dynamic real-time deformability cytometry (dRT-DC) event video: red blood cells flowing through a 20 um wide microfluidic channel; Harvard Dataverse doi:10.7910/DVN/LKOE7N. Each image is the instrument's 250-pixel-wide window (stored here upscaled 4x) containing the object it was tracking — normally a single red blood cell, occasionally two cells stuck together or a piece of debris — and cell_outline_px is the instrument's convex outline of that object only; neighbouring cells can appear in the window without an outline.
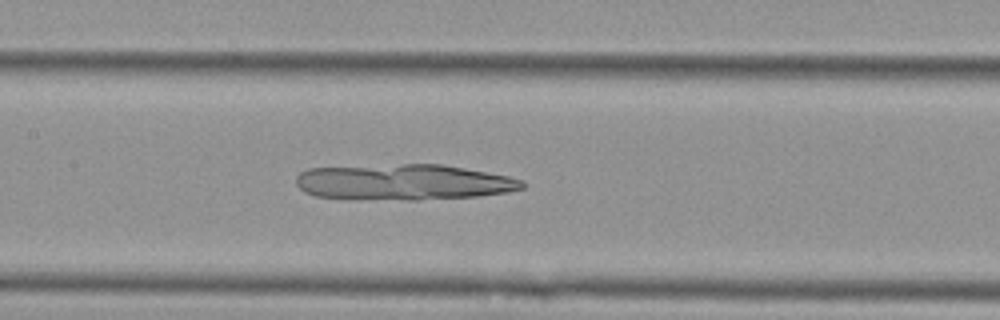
{"species": "Egyptian fruit bat (a non-hibernating species)", "species_latin": "Rousettus aegyptiacus", "temperature_condition": "cold", "stored_images_in_passage": 54, "camera_frame_rate_fps": 3000, "um_per_image_px": 0.085, "animal": {"sex": "female"}, "frame": {"image": 1, "passage_image": 25, "time_ms": 8.0, "image_size_px": [1000, 320], "cell_outline_px": [[524, 188], [508, 192], [480, 196], [420, 200], [348, 200], [316, 196], [304, 192], [296, 184], [296, 176], [300, 172], [308, 168], [404, 164], [440, 164], [464, 168], [508, 176], [524, 180]], "centroid_in_image_um": [34.27, 15.5], "position_along_channel_um": 173.1, "area_um2": 47.86}}
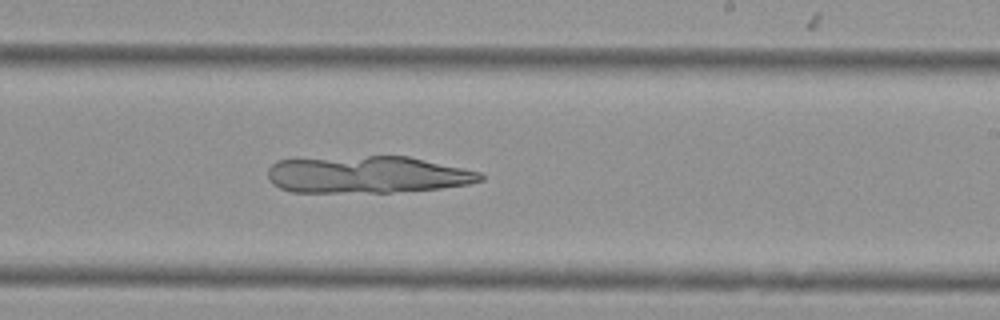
{"frame": {"image": 2, "passage_image": 32, "time_ms": 10.333, "image_size_px": [1000, 320], "cell_outline_px": [[484, 180], [468, 184], [440, 188], [392, 192], [292, 192], [280, 188], [272, 184], [268, 176], [268, 168], [276, 160], [368, 156], [408, 156], [480, 172], [484, 176]], "centroid_in_image_um": [31.21, 14.84], "position_along_channel_um": 257.8, "area_um2": 45.78}}
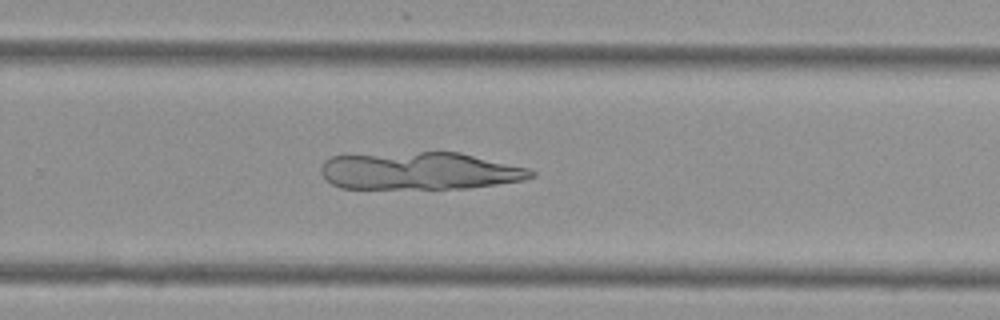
{"frame": {"image": 3, "passage_image": 35, "time_ms": 11.333, "image_size_px": [1000, 320], "cell_outline_px": [[536, 176], [524, 180], [468, 188], [340, 188], [332, 184], [320, 172], [320, 168], [324, 160], [332, 156], [420, 152], [460, 152], [528, 168], [536, 172]], "centroid_in_image_um": [35.69, 14.53], "position_along_channel_um": 294.1, "area_um2": 45.78}}